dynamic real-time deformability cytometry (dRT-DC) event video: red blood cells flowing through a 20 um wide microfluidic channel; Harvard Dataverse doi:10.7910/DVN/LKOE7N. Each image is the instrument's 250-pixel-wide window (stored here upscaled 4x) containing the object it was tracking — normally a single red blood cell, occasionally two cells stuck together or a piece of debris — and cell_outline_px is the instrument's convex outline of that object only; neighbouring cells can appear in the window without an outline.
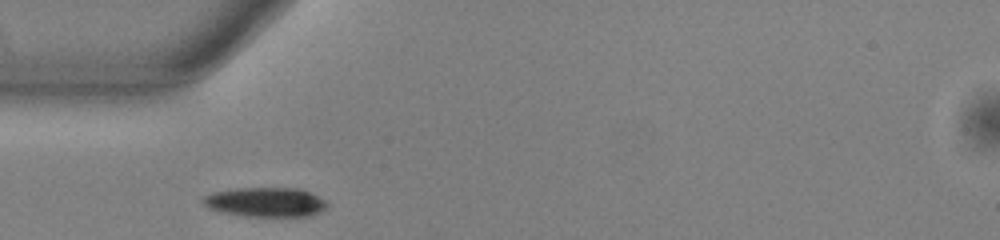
{"species": "common noctule bat (a hibernating species)", "species_latin": "Nyctalus noctula", "temperature_condition": "warm", "stored_images_in_passage": 38, "camera_frame_rate_fps": 3000, "um_per_image_px": 0.085, "animal": {"sex": "male", "body_mass_g": 13.0, "forearm_length_mm": 53.1}, "frame": {"image": 1, "passage_image": 1, "time_ms": 0.0, "image_size_px": [1000, 240], "cell_outline_px": [[328, 204], [324, 208], [308, 216], [244, 216], [220, 212], [208, 208], [200, 200], [204, 196], [212, 192], [236, 188], [296, 188], [308, 192], [324, 200]], "centroid_in_image_um": [22.48, 17.18], "position_along_channel_um": 62.5, "area_um2": 21.1}}
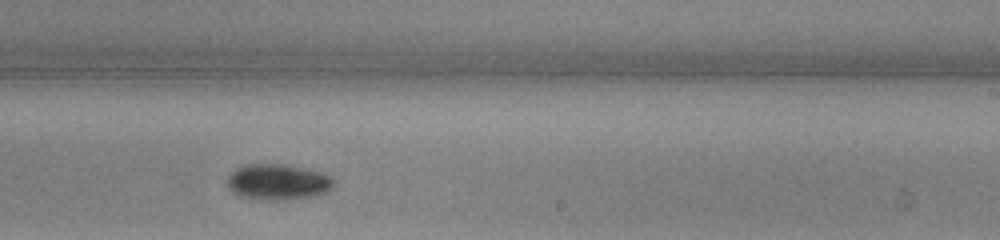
{"frame": {"image": 2, "passage_image": 17, "time_ms": 5.333, "image_size_px": [1000, 240], "cell_outline_px": [[336, 184], [328, 192], [312, 196], [288, 200], [268, 200], [240, 196], [228, 188], [228, 176], [236, 168], [244, 164], [284, 164], [320, 172], [332, 176], [336, 180]], "centroid_in_image_um": [23.66, 15.47], "position_along_channel_um": 265.3, "area_um2": 22.37}}
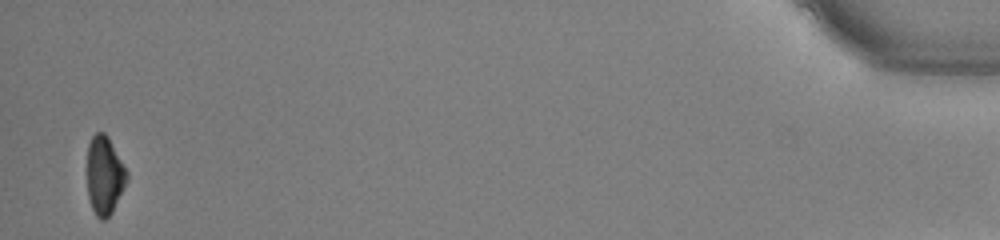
{"frame": {"image": 3, "passage_image": 37, "time_ms": 12.0, "image_size_px": [1000, 240], "cell_outline_px": [[128, 180], [112, 212], [104, 220], [100, 220], [96, 216], [92, 208], [88, 196], [88, 144], [92, 136], [96, 132], [104, 132], [108, 136], [128, 172]], "centroid_in_image_um": [8.9, 14.9], "position_along_channel_um": 426.3, "area_um2": 18.09}}